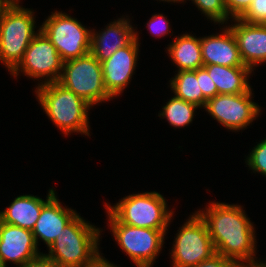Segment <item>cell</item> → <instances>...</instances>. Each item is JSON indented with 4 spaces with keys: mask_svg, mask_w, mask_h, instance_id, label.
<instances>
[{
    "mask_svg": "<svg viewBox=\"0 0 266 267\" xmlns=\"http://www.w3.org/2000/svg\"><path fill=\"white\" fill-rule=\"evenodd\" d=\"M171 79L169 85L176 97L193 103L199 108H204L207 99L200 89V68L197 70L177 71V74Z\"/></svg>",
    "mask_w": 266,
    "mask_h": 267,
    "instance_id": "21",
    "label": "cell"
},
{
    "mask_svg": "<svg viewBox=\"0 0 266 267\" xmlns=\"http://www.w3.org/2000/svg\"><path fill=\"white\" fill-rule=\"evenodd\" d=\"M101 229L77 214L50 245L44 255L60 267H83L100 252Z\"/></svg>",
    "mask_w": 266,
    "mask_h": 267,
    "instance_id": "3",
    "label": "cell"
},
{
    "mask_svg": "<svg viewBox=\"0 0 266 267\" xmlns=\"http://www.w3.org/2000/svg\"><path fill=\"white\" fill-rule=\"evenodd\" d=\"M252 89L241 94H218L206 101L203 109L230 131L246 129L259 115L260 106L252 99Z\"/></svg>",
    "mask_w": 266,
    "mask_h": 267,
    "instance_id": "11",
    "label": "cell"
},
{
    "mask_svg": "<svg viewBox=\"0 0 266 267\" xmlns=\"http://www.w3.org/2000/svg\"><path fill=\"white\" fill-rule=\"evenodd\" d=\"M200 89L207 100L218 95L217 87L204 67L200 68Z\"/></svg>",
    "mask_w": 266,
    "mask_h": 267,
    "instance_id": "29",
    "label": "cell"
},
{
    "mask_svg": "<svg viewBox=\"0 0 266 267\" xmlns=\"http://www.w3.org/2000/svg\"><path fill=\"white\" fill-rule=\"evenodd\" d=\"M190 1V0H189ZM193 4L202 11L201 14L205 15L207 19L219 23V25H224L228 23L230 17L227 14L226 6L224 0H191ZM184 3L185 0H182Z\"/></svg>",
    "mask_w": 266,
    "mask_h": 267,
    "instance_id": "23",
    "label": "cell"
},
{
    "mask_svg": "<svg viewBox=\"0 0 266 267\" xmlns=\"http://www.w3.org/2000/svg\"><path fill=\"white\" fill-rule=\"evenodd\" d=\"M58 83L73 91L92 107L113 99L104 86L101 62L90 52L82 57L64 61Z\"/></svg>",
    "mask_w": 266,
    "mask_h": 267,
    "instance_id": "6",
    "label": "cell"
},
{
    "mask_svg": "<svg viewBox=\"0 0 266 267\" xmlns=\"http://www.w3.org/2000/svg\"><path fill=\"white\" fill-rule=\"evenodd\" d=\"M146 24L150 33L156 37H163L171 32L169 20L163 14L152 15Z\"/></svg>",
    "mask_w": 266,
    "mask_h": 267,
    "instance_id": "26",
    "label": "cell"
},
{
    "mask_svg": "<svg viewBox=\"0 0 266 267\" xmlns=\"http://www.w3.org/2000/svg\"><path fill=\"white\" fill-rule=\"evenodd\" d=\"M51 13L40 29L55 46L61 59L67 61L88 54L92 30L65 12L56 10Z\"/></svg>",
    "mask_w": 266,
    "mask_h": 267,
    "instance_id": "9",
    "label": "cell"
},
{
    "mask_svg": "<svg viewBox=\"0 0 266 267\" xmlns=\"http://www.w3.org/2000/svg\"><path fill=\"white\" fill-rule=\"evenodd\" d=\"M77 214L72 208L63 207L55 193L43 205L40 216L32 230L37 246L39 241L42 240L49 248L64 227Z\"/></svg>",
    "mask_w": 266,
    "mask_h": 267,
    "instance_id": "17",
    "label": "cell"
},
{
    "mask_svg": "<svg viewBox=\"0 0 266 267\" xmlns=\"http://www.w3.org/2000/svg\"><path fill=\"white\" fill-rule=\"evenodd\" d=\"M55 193L53 188L49 189L46 200L31 194L17 196L7 208L0 211V221L32 231L43 205Z\"/></svg>",
    "mask_w": 266,
    "mask_h": 267,
    "instance_id": "18",
    "label": "cell"
},
{
    "mask_svg": "<svg viewBox=\"0 0 266 267\" xmlns=\"http://www.w3.org/2000/svg\"><path fill=\"white\" fill-rule=\"evenodd\" d=\"M231 19H239L250 7L252 0H224Z\"/></svg>",
    "mask_w": 266,
    "mask_h": 267,
    "instance_id": "27",
    "label": "cell"
},
{
    "mask_svg": "<svg viewBox=\"0 0 266 267\" xmlns=\"http://www.w3.org/2000/svg\"><path fill=\"white\" fill-rule=\"evenodd\" d=\"M192 214L175 234L172 267H193L216 254L205 221L197 212Z\"/></svg>",
    "mask_w": 266,
    "mask_h": 267,
    "instance_id": "8",
    "label": "cell"
},
{
    "mask_svg": "<svg viewBox=\"0 0 266 267\" xmlns=\"http://www.w3.org/2000/svg\"><path fill=\"white\" fill-rule=\"evenodd\" d=\"M193 267H242V264L216 253Z\"/></svg>",
    "mask_w": 266,
    "mask_h": 267,
    "instance_id": "28",
    "label": "cell"
},
{
    "mask_svg": "<svg viewBox=\"0 0 266 267\" xmlns=\"http://www.w3.org/2000/svg\"><path fill=\"white\" fill-rule=\"evenodd\" d=\"M30 42L19 64L10 72L13 77L23 72L24 76L34 78L41 84L58 82L62 73L63 60L49 38L39 28ZM46 77V78H44ZM37 78V79H36Z\"/></svg>",
    "mask_w": 266,
    "mask_h": 267,
    "instance_id": "10",
    "label": "cell"
},
{
    "mask_svg": "<svg viewBox=\"0 0 266 267\" xmlns=\"http://www.w3.org/2000/svg\"><path fill=\"white\" fill-rule=\"evenodd\" d=\"M31 230L0 221V263L22 266L43 253L38 250Z\"/></svg>",
    "mask_w": 266,
    "mask_h": 267,
    "instance_id": "13",
    "label": "cell"
},
{
    "mask_svg": "<svg viewBox=\"0 0 266 267\" xmlns=\"http://www.w3.org/2000/svg\"><path fill=\"white\" fill-rule=\"evenodd\" d=\"M35 93L45 114L63 134L90 136L88 111L92 106L86 101L58 82L38 85Z\"/></svg>",
    "mask_w": 266,
    "mask_h": 267,
    "instance_id": "2",
    "label": "cell"
},
{
    "mask_svg": "<svg viewBox=\"0 0 266 267\" xmlns=\"http://www.w3.org/2000/svg\"><path fill=\"white\" fill-rule=\"evenodd\" d=\"M118 18L109 23L103 31L91 29L90 53L100 62L108 59L116 50L127 46L135 38V27L130 19Z\"/></svg>",
    "mask_w": 266,
    "mask_h": 267,
    "instance_id": "15",
    "label": "cell"
},
{
    "mask_svg": "<svg viewBox=\"0 0 266 267\" xmlns=\"http://www.w3.org/2000/svg\"><path fill=\"white\" fill-rule=\"evenodd\" d=\"M10 4H19L20 0H7Z\"/></svg>",
    "mask_w": 266,
    "mask_h": 267,
    "instance_id": "35",
    "label": "cell"
},
{
    "mask_svg": "<svg viewBox=\"0 0 266 267\" xmlns=\"http://www.w3.org/2000/svg\"><path fill=\"white\" fill-rule=\"evenodd\" d=\"M159 1H164V2H173V3H182V0H159Z\"/></svg>",
    "mask_w": 266,
    "mask_h": 267,
    "instance_id": "34",
    "label": "cell"
},
{
    "mask_svg": "<svg viewBox=\"0 0 266 267\" xmlns=\"http://www.w3.org/2000/svg\"><path fill=\"white\" fill-rule=\"evenodd\" d=\"M137 33L135 31V38L127 46L116 50L101 62L104 86L112 98L123 93L135 73L140 52Z\"/></svg>",
    "mask_w": 266,
    "mask_h": 267,
    "instance_id": "12",
    "label": "cell"
},
{
    "mask_svg": "<svg viewBox=\"0 0 266 267\" xmlns=\"http://www.w3.org/2000/svg\"><path fill=\"white\" fill-rule=\"evenodd\" d=\"M217 87L218 94H241L249 92V77L252 70L248 67H227L222 65L203 66Z\"/></svg>",
    "mask_w": 266,
    "mask_h": 267,
    "instance_id": "19",
    "label": "cell"
},
{
    "mask_svg": "<svg viewBox=\"0 0 266 267\" xmlns=\"http://www.w3.org/2000/svg\"><path fill=\"white\" fill-rule=\"evenodd\" d=\"M11 4L7 0H0V20L3 16L5 10L10 6Z\"/></svg>",
    "mask_w": 266,
    "mask_h": 267,
    "instance_id": "33",
    "label": "cell"
},
{
    "mask_svg": "<svg viewBox=\"0 0 266 267\" xmlns=\"http://www.w3.org/2000/svg\"><path fill=\"white\" fill-rule=\"evenodd\" d=\"M19 267H60L53 260L46 257L44 254L35 258L34 260L28 261L22 266Z\"/></svg>",
    "mask_w": 266,
    "mask_h": 267,
    "instance_id": "30",
    "label": "cell"
},
{
    "mask_svg": "<svg viewBox=\"0 0 266 267\" xmlns=\"http://www.w3.org/2000/svg\"><path fill=\"white\" fill-rule=\"evenodd\" d=\"M239 19L248 23L266 24V0H252L248 10Z\"/></svg>",
    "mask_w": 266,
    "mask_h": 267,
    "instance_id": "25",
    "label": "cell"
},
{
    "mask_svg": "<svg viewBox=\"0 0 266 267\" xmlns=\"http://www.w3.org/2000/svg\"><path fill=\"white\" fill-rule=\"evenodd\" d=\"M242 267H266V261H261L259 259V261L256 260V261L244 263V264H242Z\"/></svg>",
    "mask_w": 266,
    "mask_h": 267,
    "instance_id": "32",
    "label": "cell"
},
{
    "mask_svg": "<svg viewBox=\"0 0 266 267\" xmlns=\"http://www.w3.org/2000/svg\"><path fill=\"white\" fill-rule=\"evenodd\" d=\"M221 33L201 37L203 66L216 64L227 67H247L244 65L231 29L226 25Z\"/></svg>",
    "mask_w": 266,
    "mask_h": 267,
    "instance_id": "16",
    "label": "cell"
},
{
    "mask_svg": "<svg viewBox=\"0 0 266 267\" xmlns=\"http://www.w3.org/2000/svg\"><path fill=\"white\" fill-rule=\"evenodd\" d=\"M0 267H7V266H5V265H3V264L0 263Z\"/></svg>",
    "mask_w": 266,
    "mask_h": 267,
    "instance_id": "36",
    "label": "cell"
},
{
    "mask_svg": "<svg viewBox=\"0 0 266 267\" xmlns=\"http://www.w3.org/2000/svg\"><path fill=\"white\" fill-rule=\"evenodd\" d=\"M199 107L193 103L182 100L175 95L166 102L160 111L159 117L166 118L168 123L174 128H184L192 123L195 110Z\"/></svg>",
    "mask_w": 266,
    "mask_h": 267,
    "instance_id": "22",
    "label": "cell"
},
{
    "mask_svg": "<svg viewBox=\"0 0 266 267\" xmlns=\"http://www.w3.org/2000/svg\"><path fill=\"white\" fill-rule=\"evenodd\" d=\"M110 232L136 267H152L163 248L168 229L134 227L118 222L108 211Z\"/></svg>",
    "mask_w": 266,
    "mask_h": 267,
    "instance_id": "7",
    "label": "cell"
},
{
    "mask_svg": "<svg viewBox=\"0 0 266 267\" xmlns=\"http://www.w3.org/2000/svg\"><path fill=\"white\" fill-rule=\"evenodd\" d=\"M208 205L196 212L208 227L216 253L241 264L256 261L255 227L242 206L215 201Z\"/></svg>",
    "mask_w": 266,
    "mask_h": 267,
    "instance_id": "1",
    "label": "cell"
},
{
    "mask_svg": "<svg viewBox=\"0 0 266 267\" xmlns=\"http://www.w3.org/2000/svg\"><path fill=\"white\" fill-rule=\"evenodd\" d=\"M167 52L178 71L197 70L203 67L201 37L189 33L176 36L168 45Z\"/></svg>",
    "mask_w": 266,
    "mask_h": 267,
    "instance_id": "20",
    "label": "cell"
},
{
    "mask_svg": "<svg viewBox=\"0 0 266 267\" xmlns=\"http://www.w3.org/2000/svg\"><path fill=\"white\" fill-rule=\"evenodd\" d=\"M105 209L118 222L151 229H167L174 214L164 196L155 191L130 194L113 206L106 202Z\"/></svg>",
    "mask_w": 266,
    "mask_h": 267,
    "instance_id": "4",
    "label": "cell"
},
{
    "mask_svg": "<svg viewBox=\"0 0 266 267\" xmlns=\"http://www.w3.org/2000/svg\"><path fill=\"white\" fill-rule=\"evenodd\" d=\"M32 9L11 4L0 20V63L11 72L22 60L24 52L38 33Z\"/></svg>",
    "mask_w": 266,
    "mask_h": 267,
    "instance_id": "5",
    "label": "cell"
},
{
    "mask_svg": "<svg viewBox=\"0 0 266 267\" xmlns=\"http://www.w3.org/2000/svg\"><path fill=\"white\" fill-rule=\"evenodd\" d=\"M231 29L245 66L254 71L255 66L266 63V24L248 23L233 19ZM254 67V68H253Z\"/></svg>",
    "mask_w": 266,
    "mask_h": 267,
    "instance_id": "14",
    "label": "cell"
},
{
    "mask_svg": "<svg viewBox=\"0 0 266 267\" xmlns=\"http://www.w3.org/2000/svg\"><path fill=\"white\" fill-rule=\"evenodd\" d=\"M246 165L254 173H260L266 177V138L261 140L246 157Z\"/></svg>",
    "mask_w": 266,
    "mask_h": 267,
    "instance_id": "24",
    "label": "cell"
},
{
    "mask_svg": "<svg viewBox=\"0 0 266 267\" xmlns=\"http://www.w3.org/2000/svg\"><path fill=\"white\" fill-rule=\"evenodd\" d=\"M101 255L102 254L99 253L90 263L84 265L83 267H117Z\"/></svg>",
    "mask_w": 266,
    "mask_h": 267,
    "instance_id": "31",
    "label": "cell"
}]
</instances>
